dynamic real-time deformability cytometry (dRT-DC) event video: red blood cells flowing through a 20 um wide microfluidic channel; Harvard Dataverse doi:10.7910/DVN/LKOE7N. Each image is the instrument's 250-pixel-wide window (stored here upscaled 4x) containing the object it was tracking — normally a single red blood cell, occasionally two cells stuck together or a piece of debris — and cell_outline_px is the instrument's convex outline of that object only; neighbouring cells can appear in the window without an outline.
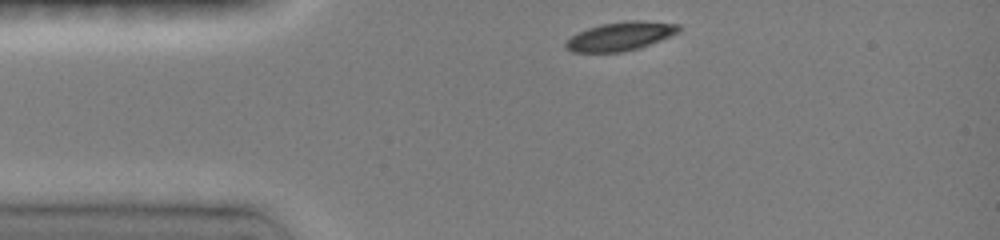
{"species": "common noctule bat (a hibernating species)", "species_latin": "Nyctalus noctula", "temperature_condition": "room temperature", "stored_images_in_passage": 29, "camera_frame_rate_fps": 3000, "um_per_image_px": 0.085, "animal": {"sex": "female", "body_mass_g": 19.0, "forearm_length_mm": 51.5}, "frame": {"image": 1, "passage_image": 1, "time_ms": 0.0, "image_size_px": [1000, 240], "cell_outline_px": [[680, 28], [676, 32], [660, 40], [636, 48], [616, 52], [572, 52], [564, 48], [564, 44], [572, 36], [588, 28], [600, 24], [628, 20], [640, 20], [680, 24]], "centroid_in_image_um": [52.69, 3.07], "position_along_channel_um": 32.3, "area_um2": 18.5}}
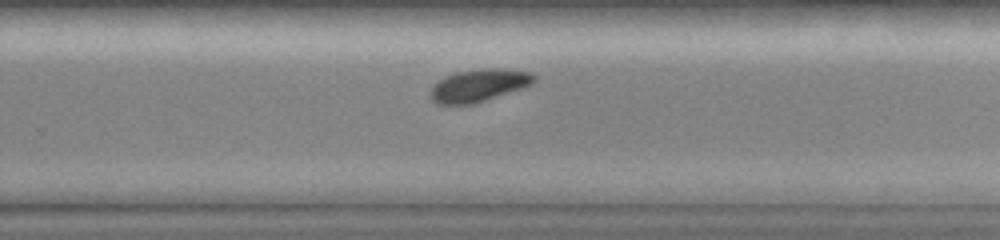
{"frame": {"image": 2, "passage_image": 20, "time_ms": 6.333, "image_size_px": [1000, 240], "cell_outline_px": [[536, 80], [532, 84], [472, 104], [436, 104], [432, 100], [432, 88], [440, 80], [456, 72], [488, 68], [500, 68], [532, 72], [536, 76]], "centroid_in_image_um": [40.74, 7.24], "position_along_channel_um": 289.1, "area_um2": 19.07}}
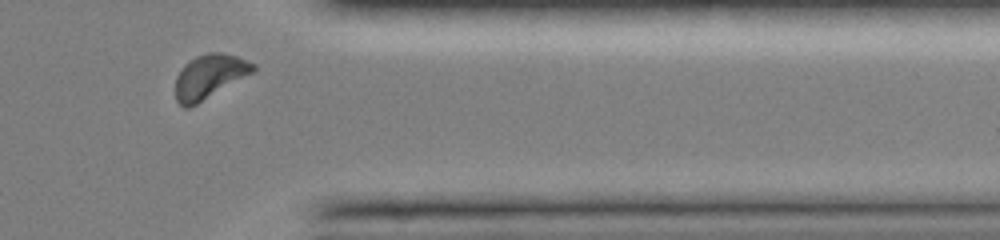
{"frame": {"image": 3, "passage_image": 27, "time_ms": 8.667, "image_size_px": [1000, 240], "cell_outline_px": [[256, 68], [252, 72], [196, 104], [188, 108], [184, 108], [176, 100], [176, 76], [184, 64], [188, 60], [196, 56], [208, 52], [224, 52], [248, 60], [256, 64]], "centroid_in_image_um": [17.78, 6.47], "position_along_channel_um": 393.6, "area_um2": 19.71}, "authors_computed_cell_mechanics": {"area_um2": 19.7098, "velocity_mm_per_s": 3.9904, "shape_relaxation_time_tau1_ms": 4.8929, "shape_relaxation_time_tau2_ms": null, "deformation_change_tau1": 0.1964, "deformation_change_tau2": null}}